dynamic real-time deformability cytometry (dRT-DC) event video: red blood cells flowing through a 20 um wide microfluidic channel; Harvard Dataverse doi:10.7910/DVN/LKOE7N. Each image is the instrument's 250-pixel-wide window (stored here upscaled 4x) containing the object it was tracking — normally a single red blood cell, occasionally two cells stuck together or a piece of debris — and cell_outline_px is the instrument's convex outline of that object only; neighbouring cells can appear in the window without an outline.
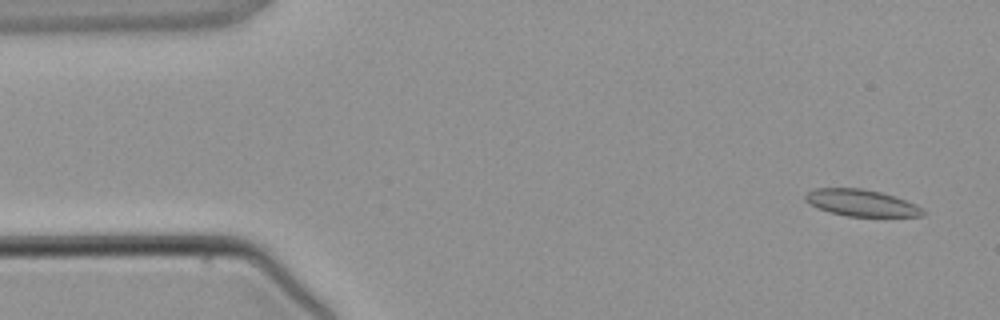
{"species": "common noctule bat (a hibernating species)", "species_latin": "Nyctalus noctula", "temperature_condition": "warm", "stored_images_in_passage": 4, "camera_frame_rate_fps": 3000, "um_per_image_px": 0.085, "animal": {"sex": "male", "body_mass_g": 21.5, "forearm_length_mm": 52.0}, "frame": {"image": 1, "passage_image": 1, "time_ms": 0.0, "image_size_px": [1000, 320], "cell_outline_px": [[928, 212], [924, 216], [848, 216], [832, 212], [820, 208], [804, 200], [804, 196], [808, 192], [816, 188], [860, 188], [880, 192], [916, 204]], "centroid_in_image_um": [73.25, 17.24], "position_along_channel_um": 11.7, "area_um2": 17.98}}
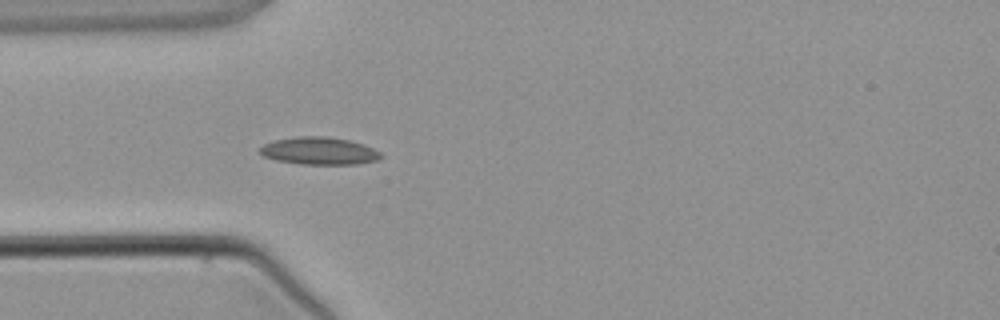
{"frame": {"image": 2, "passage_image": 4, "time_ms": 3.333, "image_size_px": [1000, 320], "cell_outline_px": [[384, 156], [380, 160], [360, 164], [300, 164], [276, 160], [264, 156], [260, 152], [260, 148], [264, 144], [276, 140], [300, 136], [324, 136], [348, 140], [372, 148], [380, 152]], "centroid_in_image_um": [27.17, 12.84], "position_along_channel_um": 57.8, "area_um2": 19.25}}